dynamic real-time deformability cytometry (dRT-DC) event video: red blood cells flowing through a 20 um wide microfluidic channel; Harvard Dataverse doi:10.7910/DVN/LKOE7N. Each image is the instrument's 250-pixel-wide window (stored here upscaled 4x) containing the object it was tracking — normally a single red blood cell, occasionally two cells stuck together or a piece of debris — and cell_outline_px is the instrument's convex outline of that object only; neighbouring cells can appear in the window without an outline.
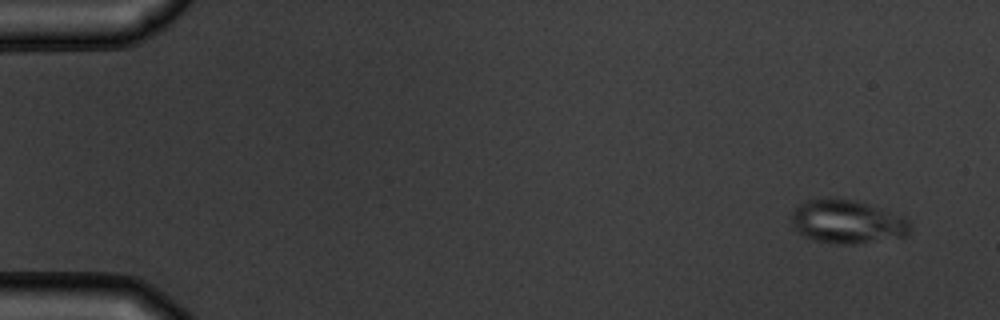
{"species": "common noctule bat (a hibernating species)", "species_latin": "Nyctalus noctula", "temperature_condition": "warm", "stored_images_in_passage": 6, "camera_frame_rate_fps": 3000, "um_per_image_px": 0.085, "animal": {"sex": "male", "body_mass_g": 19.5, "forearm_length_mm": 54.6}, "frame": {"image": 1, "passage_image": 1, "time_ms": 0.0, "image_size_px": [1000, 320], "cell_outline_px": [[912, 224], [908, 236], [852, 244], [836, 244], [816, 240], [804, 236], [796, 228], [792, 220], [792, 212], [800, 204], [808, 200], [856, 200], [904, 216]], "centroid_in_image_um": [72.09, 18.87], "position_along_channel_um": 12.9, "area_um2": 29.54}}